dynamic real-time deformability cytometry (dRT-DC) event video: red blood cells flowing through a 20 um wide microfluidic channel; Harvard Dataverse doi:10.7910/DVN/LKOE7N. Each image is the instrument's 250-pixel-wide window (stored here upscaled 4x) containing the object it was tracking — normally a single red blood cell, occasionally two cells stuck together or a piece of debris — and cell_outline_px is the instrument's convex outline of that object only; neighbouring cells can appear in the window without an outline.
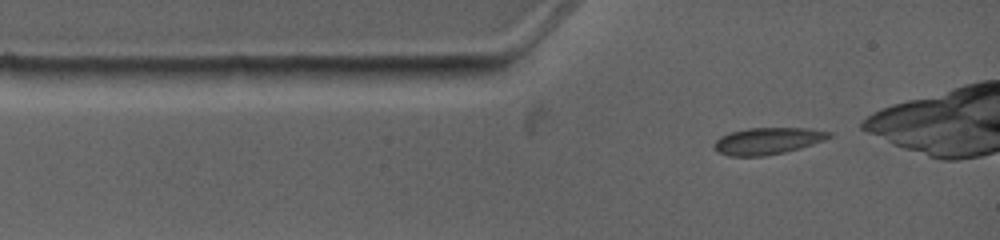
{"species": "common noctule bat (a hibernating species)", "species_latin": "Nyctalus noctula", "temperature_condition": "warm", "stored_images_in_passage": 5, "camera_frame_rate_fps": 4500, "um_per_image_px": 0.085, "animal": {"sex": "female", "body_mass_g": 19.0, "forearm_length_mm": 53.3}, "frame": {"image": 1, "passage_image": 1, "time_ms": 0.0, "image_size_px": [1000, 240], "cell_outline_px": [[832, 136], [824, 140], [800, 148], [784, 152], [764, 156], [728, 156], [716, 152], [712, 148], [712, 144], [720, 136], [732, 132], [748, 128], [812, 128], [832, 132]], "centroid_in_image_um": [65.22, 11.98], "position_along_channel_um": 19.8, "area_um2": 18.09}}
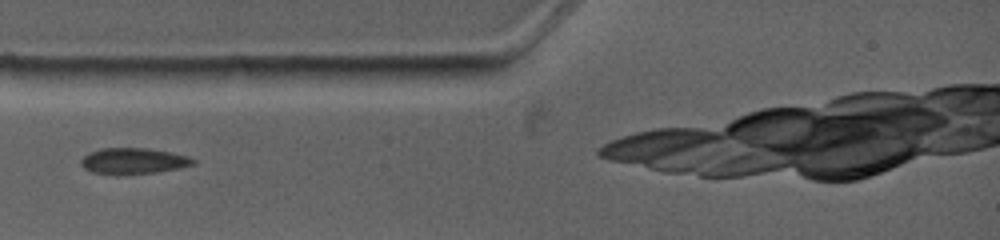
{"frame": {"image": 2, "passage_image": 3, "time_ms": 1.778, "image_size_px": [1000, 240], "cell_outline_px": [[196, 164], [180, 168], [156, 172], [92, 172], [84, 168], [80, 164], [80, 160], [88, 152], [100, 148], [148, 148], [188, 156], [196, 160]], "centroid_in_image_um": [11.36, 13.64], "position_along_channel_um": 73.6, "area_um2": 16.42}}
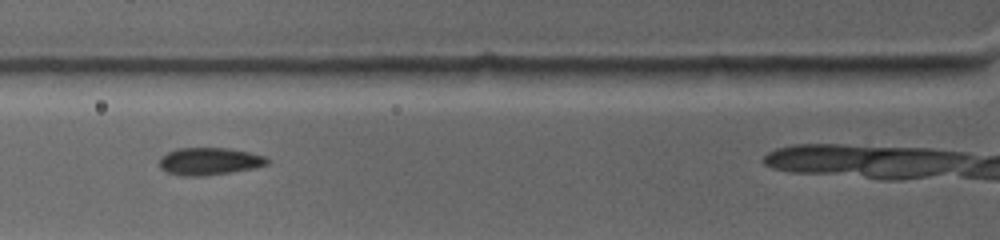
{"frame": {"image": 3, "passage_image": 4, "time_ms": 2.667, "image_size_px": [1000, 240], "cell_outline_px": [[268, 164], [256, 168], [232, 172], [200, 176], [184, 176], [168, 172], [160, 168], [160, 156], [168, 152], [180, 148], [228, 148], [248, 152], [264, 156], [268, 160]], "centroid_in_image_um": [17.8, 13.71], "position_along_channel_um": 108.0, "area_um2": 17.11}}